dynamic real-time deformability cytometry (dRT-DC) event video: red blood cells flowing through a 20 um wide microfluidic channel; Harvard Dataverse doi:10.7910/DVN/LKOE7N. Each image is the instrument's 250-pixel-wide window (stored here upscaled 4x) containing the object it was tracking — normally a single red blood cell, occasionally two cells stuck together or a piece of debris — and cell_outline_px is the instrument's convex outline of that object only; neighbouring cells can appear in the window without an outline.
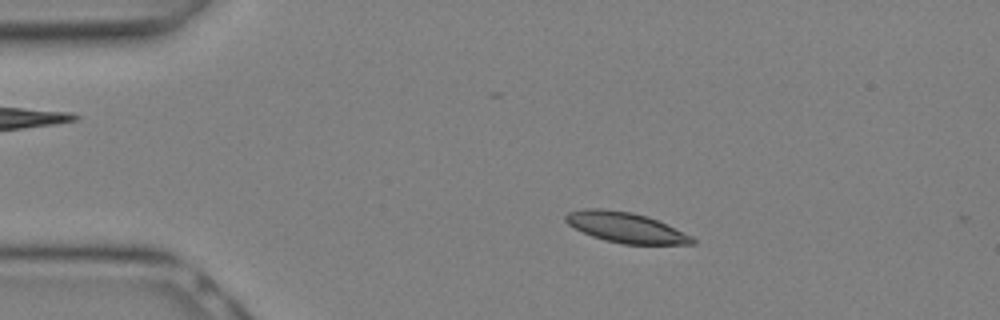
{"species": "Egyptian fruit bat (a non-hibernating species)", "species_latin": "Rousettus aegyptiacus", "temperature_condition": "warm", "stored_images_in_passage": 21, "camera_frame_rate_fps": 3000, "um_per_image_px": 0.085, "animal": {"sex": "female"}, "frame": {"image": 1, "passage_image": 6, "time_ms": 1.667, "image_size_px": [1000, 320], "cell_outline_px": [[696, 244], [624, 244], [592, 236], [568, 224], [564, 220], [564, 216], [568, 212], [584, 208], [600, 208], [632, 212], [648, 216], [692, 236], [696, 240]], "centroid_in_image_um": [53.18, 19.32], "position_along_channel_um": 31.8, "area_um2": 22.2}}
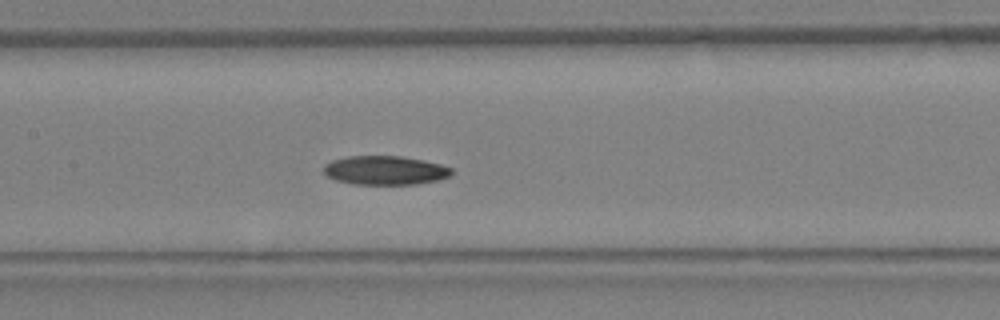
{"frame": {"image": 2, "passage_image": 14, "time_ms": 4.333, "image_size_px": [1000, 320], "cell_outline_px": [[452, 172], [448, 176], [440, 180], [416, 184], [352, 184], [336, 180], [328, 176], [324, 172], [324, 164], [332, 160], [348, 156], [400, 156], [424, 160], [440, 164], [452, 168]], "centroid_in_image_um": [32.73, 14.48], "position_along_channel_um": 174.7, "area_um2": 21.56}}
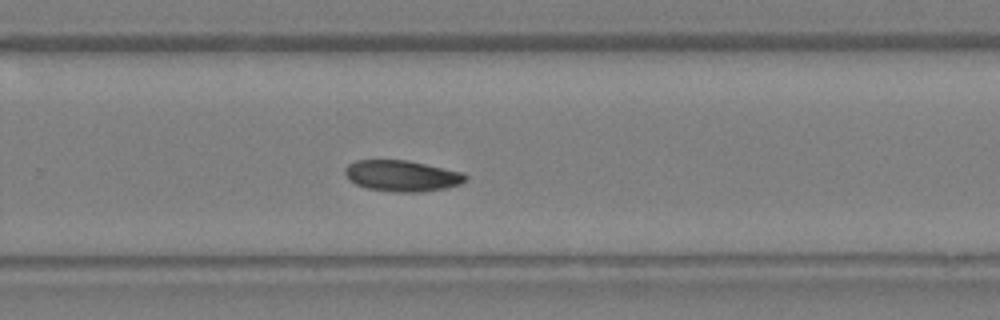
{"frame": {"image": 3, "passage_image": 19, "time_ms": 6.0, "image_size_px": [1000, 320], "cell_outline_px": [[468, 176], [460, 184], [448, 188], [420, 192], [396, 192], [368, 188], [356, 184], [348, 180], [344, 172], [344, 168], [348, 164], [356, 160], [408, 160], [464, 172]], "centroid_in_image_um": [34.17, 14.94], "position_along_channel_um": 295.6, "area_um2": 21.96}}